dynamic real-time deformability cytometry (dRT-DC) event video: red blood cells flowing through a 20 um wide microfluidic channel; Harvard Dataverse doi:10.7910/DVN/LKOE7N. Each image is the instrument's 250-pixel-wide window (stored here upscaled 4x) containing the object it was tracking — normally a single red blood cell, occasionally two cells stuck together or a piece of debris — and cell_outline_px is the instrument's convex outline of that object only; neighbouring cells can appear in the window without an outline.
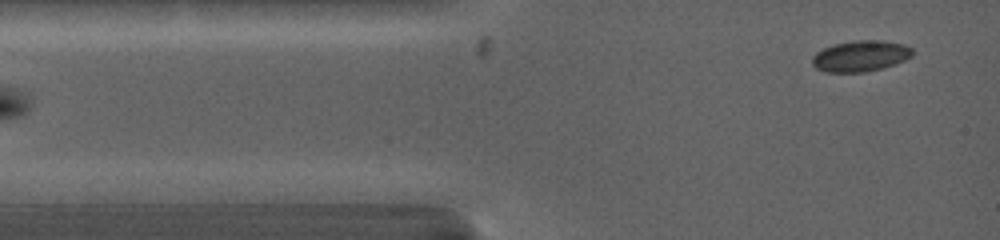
{"species": "common noctule bat (a hibernating species)", "species_latin": "Nyctalus noctula", "temperature_condition": "warm", "stored_images_in_passage": 4, "camera_frame_rate_fps": 5000, "um_per_image_px": 0.085, "animal": {"sex": "female", "body_mass_g": 19.0, "forearm_length_mm": 53.3}, "frame": {"image": 1, "passage_image": 4, "time_ms": 2.2, "image_size_px": [1000, 240], "cell_outline_px": [[912, 56], [896, 64], [864, 72], [824, 72], [816, 68], [812, 64], [812, 56], [816, 52], [832, 44], [856, 40], [880, 40], [904, 44], [912, 48]], "centroid_in_image_um": [73.12, 4.76], "position_along_channel_um": 11.9, "area_um2": 18.15}}